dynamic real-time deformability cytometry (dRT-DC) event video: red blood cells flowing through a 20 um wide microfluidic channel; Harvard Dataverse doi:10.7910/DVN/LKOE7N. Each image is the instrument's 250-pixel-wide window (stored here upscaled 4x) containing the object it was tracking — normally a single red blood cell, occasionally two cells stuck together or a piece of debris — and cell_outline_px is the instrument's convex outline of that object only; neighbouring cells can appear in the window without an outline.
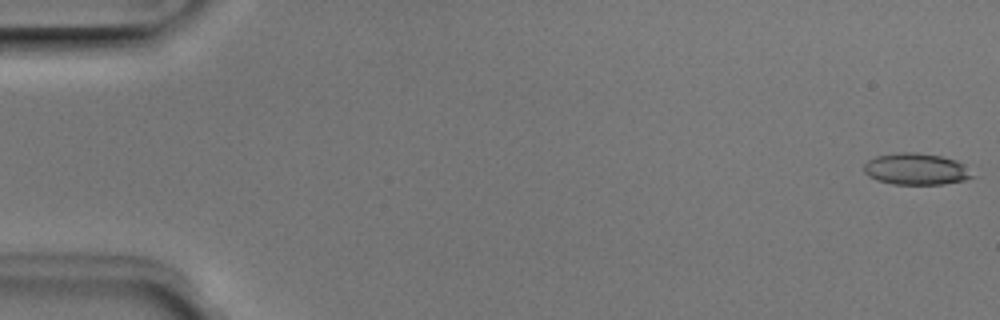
{"species": "Egyptian fruit bat (a non-hibernating species)", "species_latin": "Rousettus aegyptiacus", "temperature_condition": "room temperature", "stored_images_in_passage": 3, "camera_frame_rate_fps": 3000, "um_per_image_px": 0.085, "animal": {"sex": "male"}, "frame": {"image": 1, "passage_image": 1, "time_ms": 0.0, "image_size_px": [1000, 320], "cell_outline_px": [[980, 176], [964, 180], [944, 184], [892, 184], [876, 180], [868, 176], [864, 172], [864, 164], [868, 160], [876, 156], [904, 152], [916, 152], [940, 156], [956, 160]], "centroid_in_image_um": [77.91, 14.38], "position_along_channel_um": 7.1, "area_um2": 20.11}}